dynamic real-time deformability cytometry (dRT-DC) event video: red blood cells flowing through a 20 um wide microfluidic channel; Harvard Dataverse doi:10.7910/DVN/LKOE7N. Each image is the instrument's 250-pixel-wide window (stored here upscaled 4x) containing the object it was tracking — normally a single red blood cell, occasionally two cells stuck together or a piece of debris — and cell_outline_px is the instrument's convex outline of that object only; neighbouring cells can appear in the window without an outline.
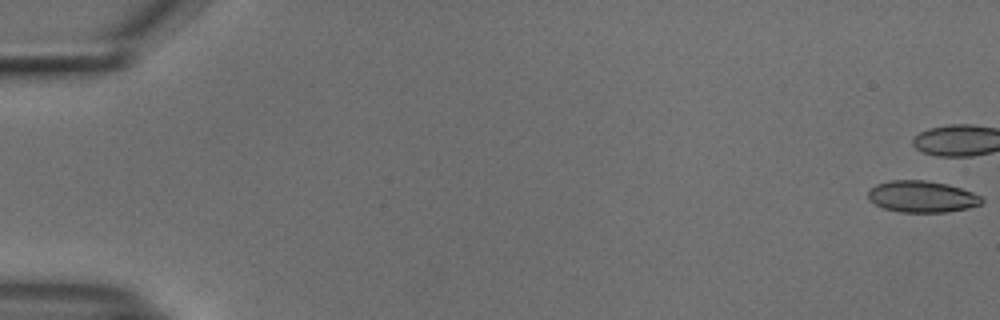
{"species": "common noctule bat (a hibernating species)", "species_latin": "Nyctalus noctula", "temperature_condition": "cold", "stored_images_in_passage": 42, "camera_frame_rate_fps": 3000, "um_per_image_px": 0.085, "animal": {"sex": "male", "body_mass_g": 18.8}, "frame": {"image": 1, "passage_image": 1, "time_ms": 0.0, "image_size_px": [1000, 320], "cell_outline_px": [[984, 200], [980, 204], [968, 208], [948, 212], [900, 212], [884, 208], [868, 200], [868, 192], [876, 184], [888, 180], [924, 180], [948, 184], [972, 192], [980, 196]], "centroid_in_image_um": [78.36, 16.71], "position_along_channel_um": 6.6, "area_um2": 20.87}}